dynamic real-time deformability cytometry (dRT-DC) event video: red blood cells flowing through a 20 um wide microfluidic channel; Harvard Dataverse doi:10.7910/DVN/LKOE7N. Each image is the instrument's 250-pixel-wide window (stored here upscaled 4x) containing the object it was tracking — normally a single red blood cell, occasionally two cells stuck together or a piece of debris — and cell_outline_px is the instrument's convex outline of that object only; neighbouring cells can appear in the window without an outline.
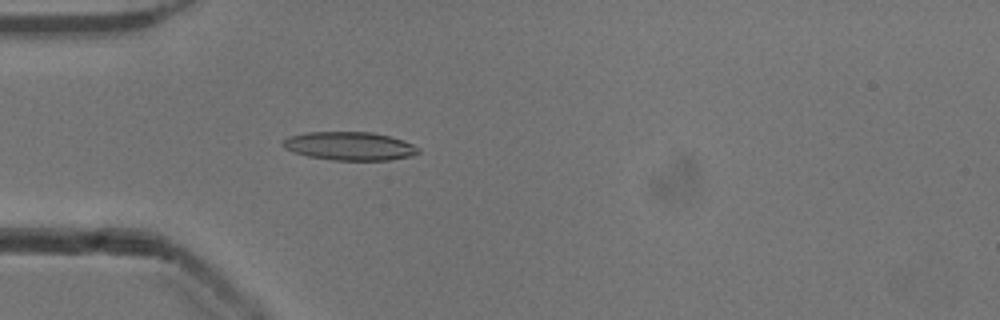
{"species": "common noctule bat (a hibernating species)", "species_latin": "Nyctalus noctula", "temperature_condition": "cold", "stored_images_in_passage": 52, "camera_frame_rate_fps": 3000, "um_per_image_px": 0.085, "animal": {"sex": "male", "body_mass_g": 13.3}, "frame": {"image": 1, "passage_image": 15, "time_ms": 4.667, "image_size_px": [1000, 320], "cell_outline_px": [[420, 152], [412, 156], [388, 160], [332, 160], [308, 156], [292, 152], [284, 148], [280, 144], [288, 136], [308, 132], [372, 132], [404, 140], [420, 148]], "centroid_in_image_um": [29.71, 12.41], "position_along_channel_um": 55.3, "area_um2": 22.54}}
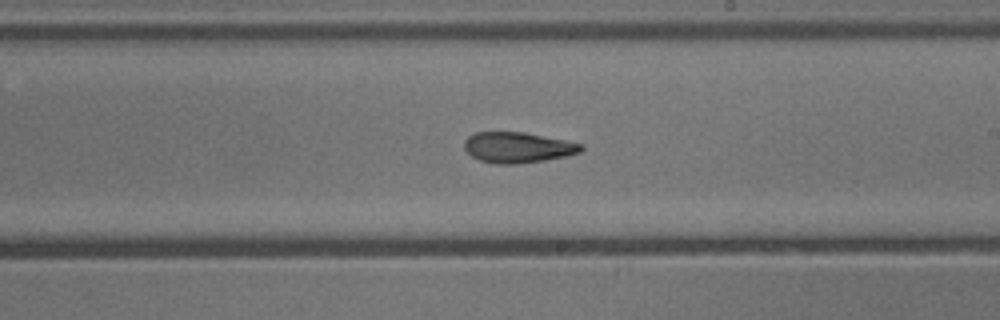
{"frame": {"image": 2, "passage_image": 30, "time_ms": 9.667, "image_size_px": [1000, 320], "cell_outline_px": [[584, 148], [580, 152], [568, 156], [544, 160], [516, 164], [496, 164], [480, 160], [472, 156], [464, 148], [464, 140], [468, 136], [476, 132], [524, 132], [584, 144]], "centroid_in_image_um": [44.01, 12.53], "position_along_channel_um": 245.0, "area_um2": 20.87}}
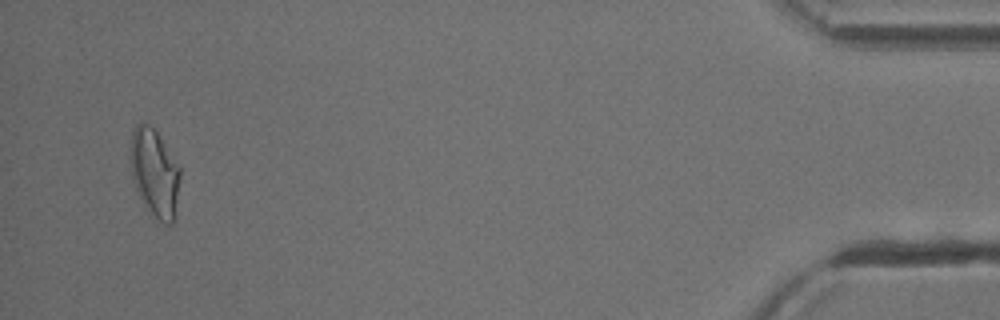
{"frame": {"image": 3, "passage_image": 50, "time_ms": 16.333, "image_size_px": [1000, 320], "cell_outline_px": [[180, 176], [176, 220], [172, 224], [164, 224], [144, 208], [136, 188], [132, 176], [128, 156], [132, 128], [140, 120], [148, 124], [156, 132], [180, 168]], "centroid_in_image_um": [13.11, 14.72], "position_along_channel_um": 422.1, "area_um2": 26.07}, "authors_computed_cell_mechanics": {"area_um2": 21.5016, "velocity_mm_per_s": 3.9154, "shape_relaxation_time_tau1_ms": null, "shape_relaxation_time_tau2_ms": 2.8054, "deformation_change_tau1": null, "deformation_change_tau2": 0.1088}}